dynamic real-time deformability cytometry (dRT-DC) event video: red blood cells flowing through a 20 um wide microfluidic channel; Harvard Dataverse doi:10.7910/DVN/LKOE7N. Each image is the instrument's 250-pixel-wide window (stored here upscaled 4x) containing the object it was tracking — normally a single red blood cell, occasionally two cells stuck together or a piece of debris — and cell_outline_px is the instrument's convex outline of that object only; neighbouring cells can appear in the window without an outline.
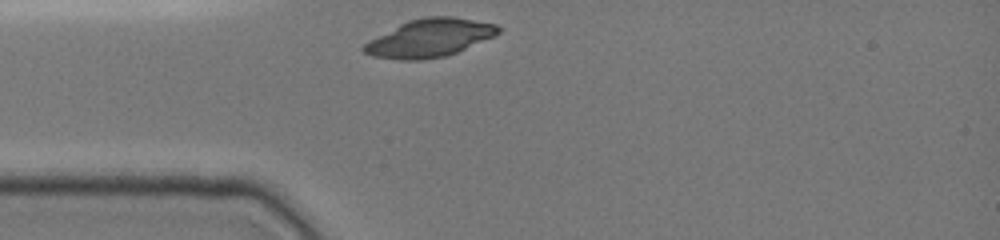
{"species": "common noctule bat (a hibernating species)", "species_latin": "Nyctalus noctula", "temperature_condition": "cold", "stored_images_in_passage": 29, "camera_frame_rate_fps": 3000, "um_per_image_px": 0.085, "animal": {"sex": "female", "body_mass_g": 19.0, "forearm_length_mm": 51.5}, "frame": {"image": 1, "passage_image": 1, "time_ms": 0.0, "image_size_px": [1000, 240], "cell_outline_px": [[504, 28], [496, 36], [456, 52], [444, 56], [420, 60], [400, 60], [372, 56], [364, 52], [360, 48], [368, 40], [408, 20], [424, 16], [452, 16], [496, 24]], "centroid_in_image_um": [36.53, 3.22], "position_along_channel_um": 48.5, "area_um2": 29.88}}
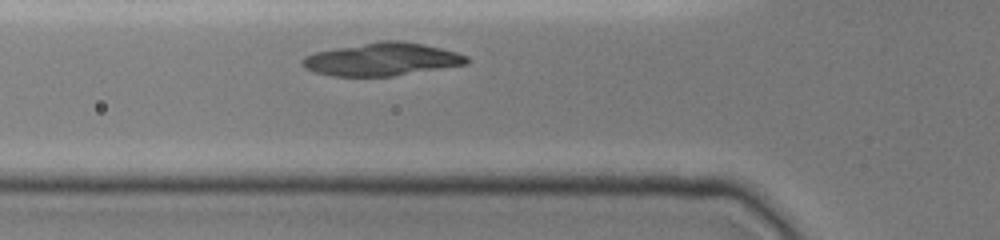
{"frame": {"image": 2, "passage_image": 5, "time_ms": 1.333, "image_size_px": [1000, 240], "cell_outline_px": [[468, 64], [392, 76], [332, 76], [316, 72], [300, 64], [300, 60], [304, 56], [316, 52], [336, 48], [380, 40], [400, 40], [440, 48], [456, 52], [468, 56]], "centroid_in_image_um": [32.46, 5.04], "position_along_channel_um": 93.3, "area_um2": 31.27}}
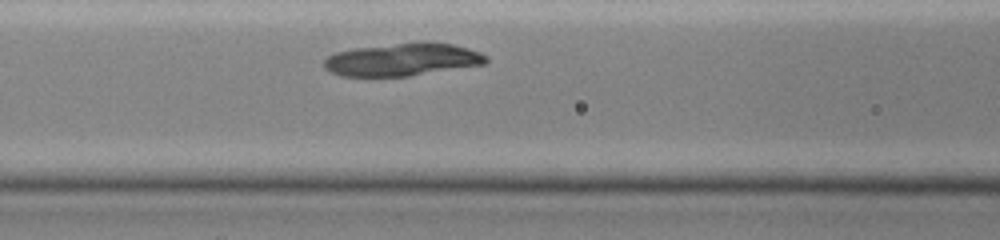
{"frame": {"image": 3, "passage_image": 8, "time_ms": 2.333, "image_size_px": [1000, 240], "cell_outline_px": [[488, 60], [484, 64], [408, 76], [340, 76], [324, 68], [324, 60], [328, 56], [336, 52], [356, 48], [428, 40], [432, 40], [452, 44], [468, 48], [480, 52], [488, 56]], "centroid_in_image_um": [34.24, 5.04], "position_along_channel_um": 132.4, "area_um2": 30.98}}